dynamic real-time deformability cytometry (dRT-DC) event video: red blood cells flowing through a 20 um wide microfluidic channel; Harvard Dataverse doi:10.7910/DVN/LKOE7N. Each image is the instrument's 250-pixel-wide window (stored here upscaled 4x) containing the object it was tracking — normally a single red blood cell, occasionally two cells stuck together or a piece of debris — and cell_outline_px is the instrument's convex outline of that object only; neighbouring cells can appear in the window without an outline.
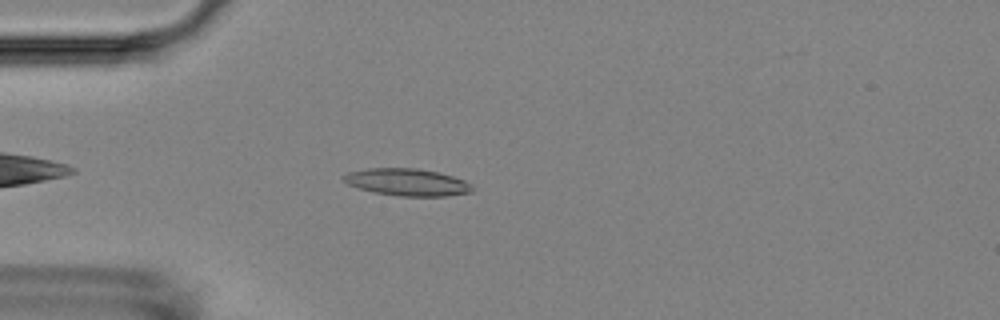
{"species": "Egyptian fruit bat (a non-hibernating species)", "species_latin": "Rousettus aegyptiacus", "temperature_condition": "room temperature", "stored_images_in_passage": 1, "camera_frame_rate_fps": 3000, "um_per_image_px": 0.085, "animal": {"sex": "female"}, "frame": {"image": 1, "passage_image": 1, "time_ms": 0.0, "image_size_px": [1000, 320], "cell_outline_px": [[476, 188], [472, 192], [448, 196], [400, 196], [376, 192], [360, 188], [348, 184], [344, 180], [344, 176], [348, 172], [368, 168], [420, 168], [452, 176], [464, 180], [472, 184]], "centroid_in_image_um": [34.68, 15.48], "position_along_channel_um": 50.3, "area_um2": 20.29}}